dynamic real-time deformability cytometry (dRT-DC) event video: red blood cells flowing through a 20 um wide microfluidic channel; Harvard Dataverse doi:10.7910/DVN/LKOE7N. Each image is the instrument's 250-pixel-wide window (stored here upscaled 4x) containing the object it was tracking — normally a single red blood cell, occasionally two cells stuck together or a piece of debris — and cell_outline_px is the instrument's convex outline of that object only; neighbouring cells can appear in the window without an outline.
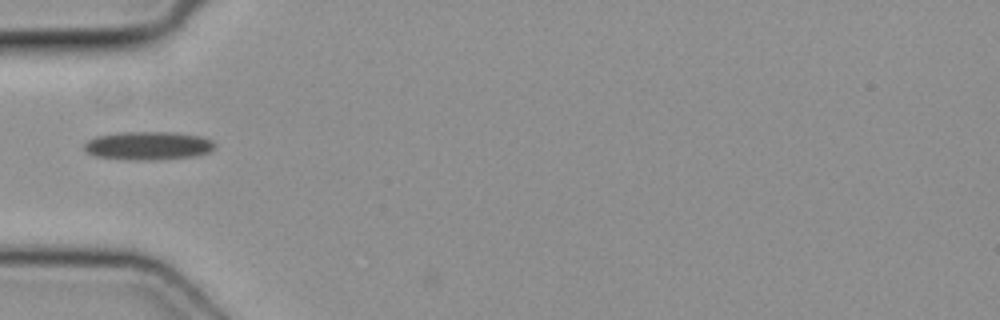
{"species": "common noctule bat (a hibernating species)", "species_latin": "Nyctalus noctula", "temperature_condition": "cold", "stored_images_in_passage": 3, "camera_frame_rate_fps": 3000, "um_per_image_px": 0.085, "animal": {"sex": "female", "body_mass_g": 19.3, "forearm_length_mm": 54.1}, "frame": {"image": 1, "passage_image": 1, "time_ms": 0.0, "image_size_px": [1000, 320], "cell_outline_px": [[216, 148], [208, 152], [196, 156], [156, 160], [128, 160], [96, 156], [88, 152], [84, 148], [84, 144], [88, 140], [96, 136], [120, 132], [176, 132], [200, 136], [212, 140], [216, 144]], "centroid_in_image_um": [12.63, 12.38], "position_along_channel_um": 72.4, "area_um2": 21.79}}